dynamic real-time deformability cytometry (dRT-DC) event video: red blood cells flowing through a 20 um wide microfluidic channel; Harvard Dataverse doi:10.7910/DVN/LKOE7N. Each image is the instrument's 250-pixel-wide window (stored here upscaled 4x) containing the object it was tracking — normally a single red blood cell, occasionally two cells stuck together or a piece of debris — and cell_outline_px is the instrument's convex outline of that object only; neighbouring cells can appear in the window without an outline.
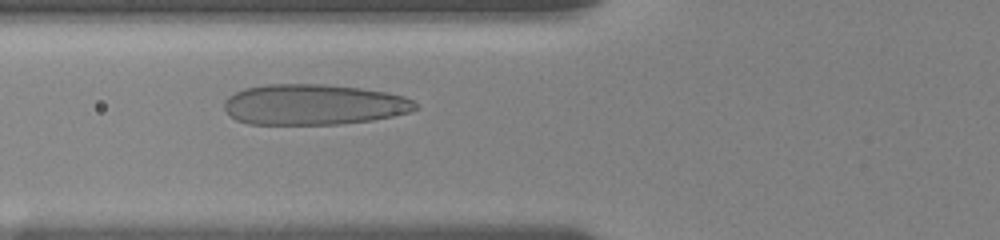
{"species": "human", "species_latin": "Homo sapiens", "temperature_condition": "room temperature", "stored_images_in_passage": 39, "camera_frame_rate_fps": 3000, "um_per_image_px": 0.085, "donor": {"sex": "female"}, "frame": {"image": 1, "passage_image": 14, "time_ms": 4.333, "image_size_px": [1000, 240], "cell_outline_px": [[420, 108], [408, 112], [392, 116], [372, 120], [336, 124], [248, 124], [236, 120], [228, 116], [224, 108], [224, 100], [228, 96], [244, 88], [268, 84], [324, 84], [360, 88], [388, 92], [404, 96], [412, 100]], "centroid_in_image_um": [26.63, 8.89], "position_along_channel_um": 99.2, "area_um2": 45.49}}
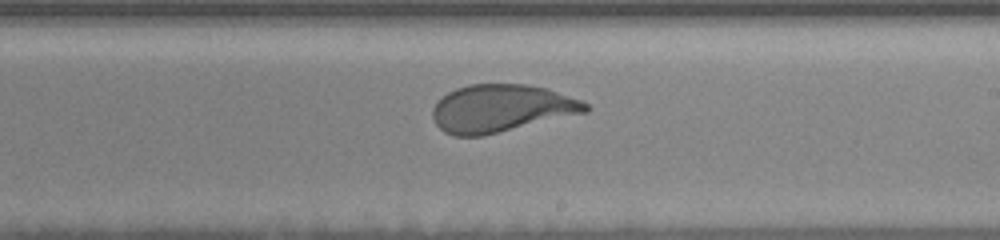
{"frame": {"image": 2, "passage_image": 26, "time_ms": 8.333, "image_size_px": [1000, 240], "cell_outline_px": [[592, 108], [588, 112], [480, 136], [452, 136], [444, 132], [436, 124], [432, 116], [432, 108], [436, 100], [448, 92], [456, 88], [468, 84], [528, 84], [544, 88], [580, 100], [588, 104]], "centroid_in_image_um": [42.56, 9.21], "position_along_channel_um": 246.4, "area_um2": 42.31}}
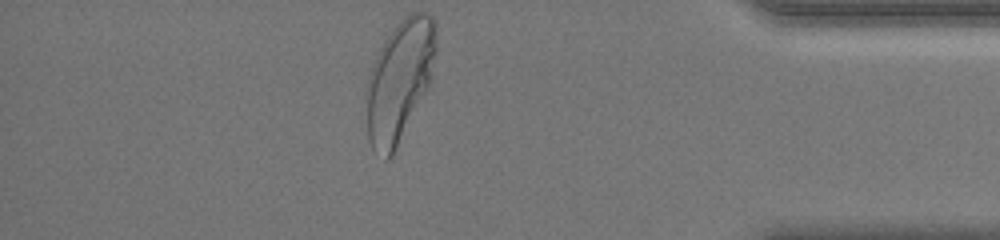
{"frame": {"image": 3, "passage_image": 39, "time_ms": 13.333, "image_size_px": [1000, 240], "cell_outline_px": [[436, 52], [432, 80], [392, 156], [388, 160], [384, 160], [372, 148], [368, 140], [364, 100], [364, 92], [368, 76], [372, 64], [384, 40], [396, 24], [404, 16], [412, 12], [424, 12], [432, 16], [436, 20]], "centroid_in_image_um": [33.94, 6.86], "position_along_channel_um": 401.3, "area_um2": 50.11}, "authors_computed_cell_mechanics": {"area_um2": 44.795, "velocity_mm_per_s": 3.6746, "shape_relaxation_time_tau1_ms": 4.4538, "shape_relaxation_time_tau2_ms": null, "deformation_change_tau1": 0.1747, "deformation_change_tau2": null}}